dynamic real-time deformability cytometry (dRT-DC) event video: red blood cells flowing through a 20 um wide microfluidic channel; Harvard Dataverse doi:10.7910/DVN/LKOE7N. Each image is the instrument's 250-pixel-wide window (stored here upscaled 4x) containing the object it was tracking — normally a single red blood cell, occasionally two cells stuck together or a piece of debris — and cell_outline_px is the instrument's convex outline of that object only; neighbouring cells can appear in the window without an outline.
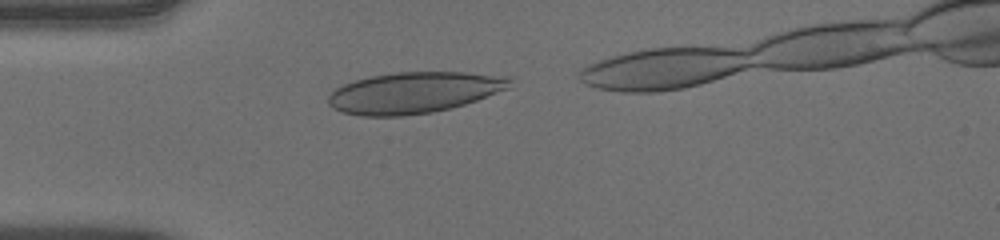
{"species": "human", "species_latin": "Homo sapiens", "temperature_condition": "warm", "stored_images_in_passage": 34, "camera_frame_rate_fps": 3000, "um_per_image_px": 0.085, "donor": {"sex": "male"}, "frame": {"image": 1, "passage_image": 3, "time_ms": 0.667, "image_size_px": [1000, 240], "cell_outline_px": [[512, 88], [464, 104], [432, 112], [400, 116], [360, 116], [344, 112], [332, 108], [328, 104], [328, 96], [336, 88], [344, 84], [356, 80], [372, 76], [396, 72], [464, 72], [508, 76], [512, 80]], "centroid_in_image_um": [35.22, 7.86], "position_along_channel_um": 49.8, "area_um2": 43.52}}
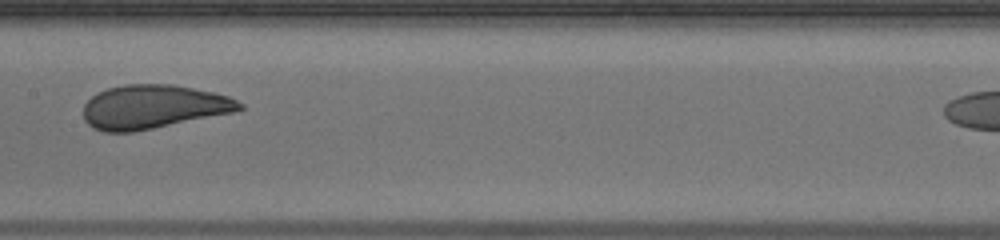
{"frame": {"image": 2, "passage_image": 15, "time_ms": 4.667, "image_size_px": [1000, 240], "cell_outline_px": [[244, 108], [232, 112], [132, 132], [104, 132], [92, 128], [84, 120], [84, 104], [96, 92], [108, 88], [124, 84], [172, 84], [216, 92], [228, 96], [244, 104]], "centroid_in_image_um": [13.0, 9.06], "position_along_channel_um": 194.4, "area_um2": 39.77}}
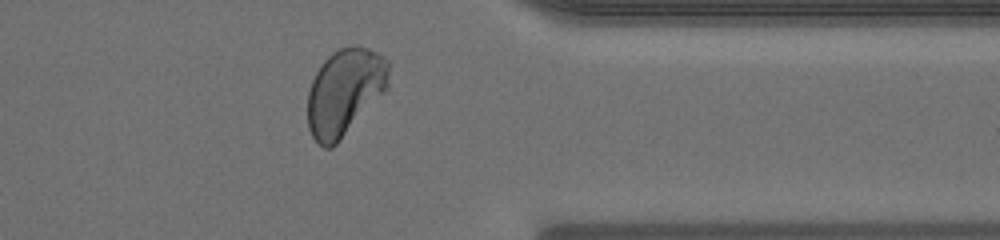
{"frame": {"image": 3, "passage_image": 30, "time_ms": 9.667, "image_size_px": [1000, 240], "cell_outline_px": [[388, 88], [340, 140], [332, 148], [324, 148], [312, 136], [308, 128], [308, 92], [312, 80], [316, 72], [324, 60], [332, 52], [340, 48], [356, 44], [360, 44], [384, 56], [388, 60]], "centroid_in_image_um": [29.3, 7.79], "position_along_channel_um": 382.1, "area_um2": 40.98}, "authors_computed_cell_mechanics": {"area_um2": 40.2866, "velocity_mm_per_s": 3.9458, "shape_relaxation_time_tau1_ms": 4.7102, "shape_relaxation_time_tau2_ms": null, "deformation_change_tau1": 0.1758, "deformation_change_tau2": null}}